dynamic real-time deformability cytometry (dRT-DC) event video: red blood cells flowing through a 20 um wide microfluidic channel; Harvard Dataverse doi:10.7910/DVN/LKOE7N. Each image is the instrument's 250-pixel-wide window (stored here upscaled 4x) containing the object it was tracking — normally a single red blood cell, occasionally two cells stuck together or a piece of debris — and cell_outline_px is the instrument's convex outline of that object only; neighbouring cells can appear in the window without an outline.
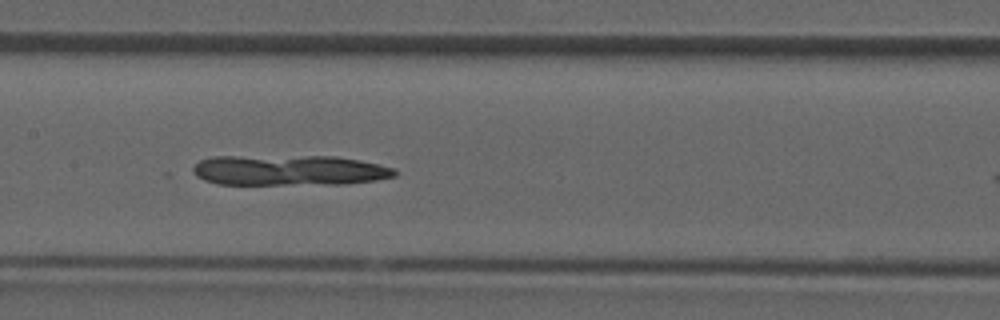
{"species": "common noctule bat (a hibernating species)", "species_latin": "Nyctalus noctula", "temperature_condition": "room temperature", "stored_images_in_passage": 22, "camera_frame_rate_fps": 3000, "um_per_image_px": 0.085, "animal": {"sex": "male", "forearm_length_mm": 52.5}, "frame": {"image": 1, "passage_image": 7, "time_ms": 2.0, "image_size_px": [1000, 320], "cell_outline_px": [[400, 172], [396, 176], [376, 180], [344, 184], [216, 184], [204, 180], [196, 176], [192, 172], [192, 168], [200, 160], [212, 156], [336, 156], [360, 160], [380, 164], [396, 168]], "centroid_in_image_um": [24.61, 14.47], "position_along_channel_um": 182.8, "area_um2": 36.24}}
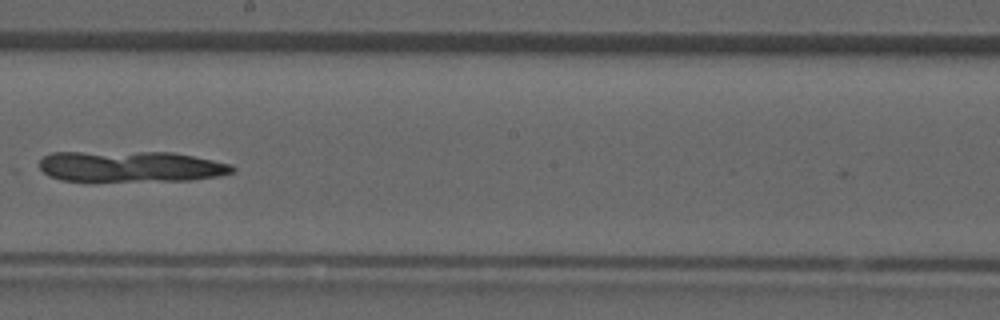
{"frame": {"image": 2, "passage_image": 10, "time_ms": 3.0, "image_size_px": [1000, 320], "cell_outline_px": [[236, 172], [220, 176], [192, 180], [92, 184], [60, 180], [48, 176], [40, 168], [40, 160], [44, 156], [52, 152], [172, 152], [232, 164], [236, 168]], "centroid_in_image_um": [11.07, 14.21], "position_along_channel_um": 237.1, "area_um2": 36.53}}